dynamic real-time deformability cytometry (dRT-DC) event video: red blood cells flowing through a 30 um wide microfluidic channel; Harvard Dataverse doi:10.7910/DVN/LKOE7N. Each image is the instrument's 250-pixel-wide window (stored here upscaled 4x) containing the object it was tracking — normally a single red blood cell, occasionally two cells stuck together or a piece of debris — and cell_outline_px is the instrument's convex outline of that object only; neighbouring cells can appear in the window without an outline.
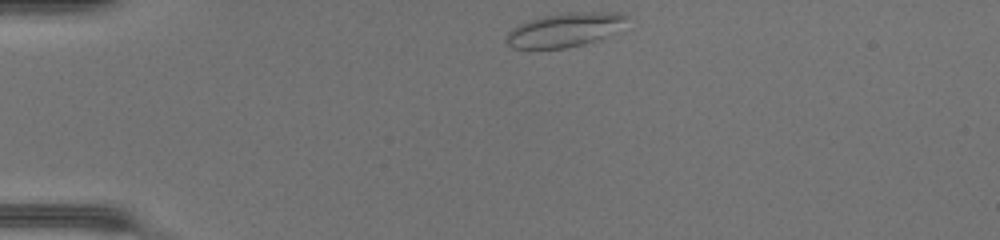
{"species": "common noctule bat (a hibernating species)", "species_latin": "Nyctalus noctula", "temperature_condition": "warm", "stored_images_in_passage": 38, "camera_frame_rate_fps": 3000, "um_per_image_px": 0.085, "animal": {"sex": "female", "body_mass_g": 17.0, "forearm_length_mm": 48.0}, "frame": {"image": 1, "passage_image": 1, "time_ms": 0.0, "image_size_px": [1000, 240], "cell_outline_px": [[628, 16], [604, 36], [584, 44], [564, 48], [512, 48], [508, 44], [508, 32], [512, 28], [528, 20], [544, 16], [568, 12], [620, 12]], "centroid_in_image_um": [47.9, 2.53], "position_along_channel_um": 37.1, "area_um2": 22.83}}
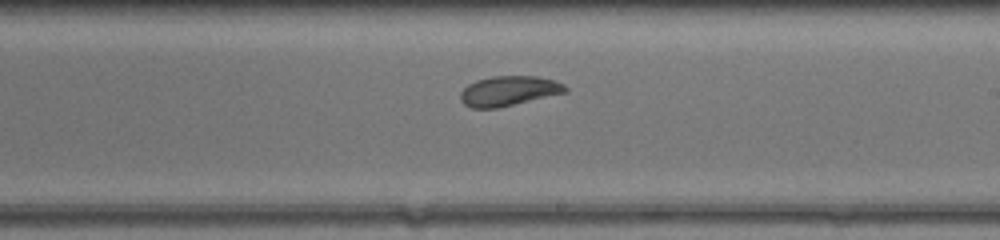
{"frame": {"image": 2, "passage_image": 19, "time_ms": 6.0, "image_size_px": [1000, 240], "cell_outline_px": [[568, 92], [496, 108], [472, 108], [464, 104], [460, 100], [460, 92], [468, 84], [476, 80], [492, 76], [536, 76], [556, 80], [564, 84], [568, 88]], "centroid_in_image_um": [43.25, 7.72], "position_along_channel_um": 245.7, "area_um2": 18.32}}
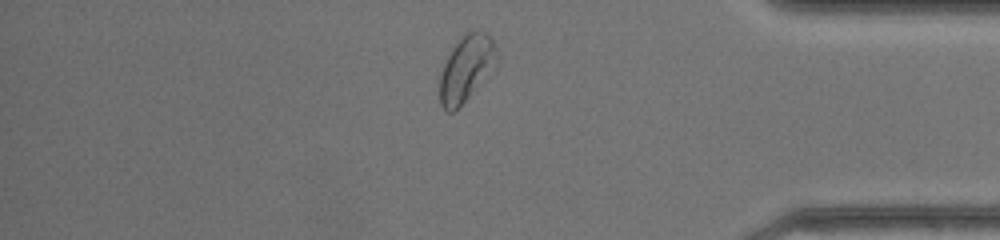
{"frame": {"image": 3, "passage_image": 31, "time_ms": 10.0, "image_size_px": [1000, 240], "cell_outline_px": [[496, 52], [468, 96], [452, 112], [448, 112], [440, 104], [440, 72], [452, 48], [468, 32], [476, 28], [484, 32], [492, 40], [496, 48]], "centroid_in_image_um": [39.5, 5.77], "position_along_channel_um": 395.7, "area_um2": 19.83}, "authors_computed_cell_mechanics": {"area_um2": 19.8832, "velocity_mm_per_s": 4.3307, "shape_relaxation_time_tau1_ms": 5.8611, "shape_relaxation_time_tau2_ms": 1.8053, "deformation_change_tau1": 0.1265, "deformation_change_tau2": 0.0668}}